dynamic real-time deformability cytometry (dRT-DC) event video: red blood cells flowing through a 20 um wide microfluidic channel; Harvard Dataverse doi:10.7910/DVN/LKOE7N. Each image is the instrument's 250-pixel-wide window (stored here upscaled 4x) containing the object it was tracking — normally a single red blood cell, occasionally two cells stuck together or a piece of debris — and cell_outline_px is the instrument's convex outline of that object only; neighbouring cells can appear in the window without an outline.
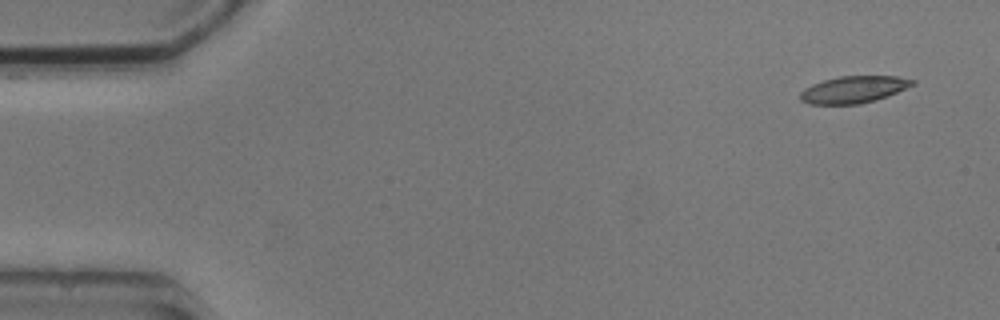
{"species": "common noctule bat (a hibernating species)", "species_latin": "Nyctalus noctula", "temperature_condition": "cold", "stored_images_in_passage": 5, "camera_frame_rate_fps": 3000, "um_per_image_px": 0.085, "animal": {"sex": "male", "body_mass_g": 20.5, "forearm_length_mm": 52.5}, "frame": {"image": 1, "passage_image": 5, "time_ms": 5.333, "image_size_px": [1000, 320], "cell_outline_px": [[916, 84], [888, 96], [876, 100], [860, 104], [808, 104], [800, 100], [800, 92], [804, 88], [812, 84], [824, 80], [840, 76], [896, 76], [916, 80]], "centroid_in_image_um": [72.57, 7.61], "position_along_channel_um": 12.4, "area_um2": 17.74}}